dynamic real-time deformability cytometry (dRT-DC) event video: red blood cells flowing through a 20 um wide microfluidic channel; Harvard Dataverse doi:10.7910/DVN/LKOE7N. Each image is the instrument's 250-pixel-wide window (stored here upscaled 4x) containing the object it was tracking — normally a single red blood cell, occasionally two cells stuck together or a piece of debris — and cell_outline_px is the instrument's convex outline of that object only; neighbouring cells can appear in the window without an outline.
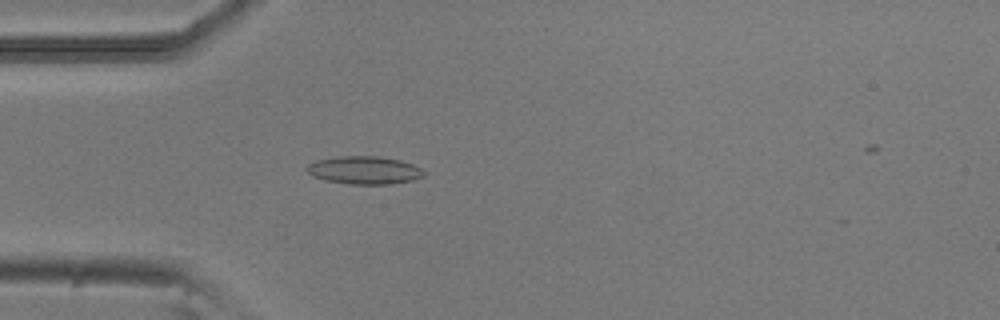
{"species": "common noctule bat (a hibernating species)", "species_latin": "Nyctalus noctula", "temperature_condition": "room temperature", "stored_images_in_passage": 4, "camera_frame_rate_fps": 3000, "um_per_image_px": 0.085, "animal": {"sex": "male", "body_mass_g": 20.5, "forearm_length_mm": 52.5}, "frame": {"image": 1, "passage_image": 4, "time_ms": 1.0, "image_size_px": [1000, 320], "cell_outline_px": [[424, 176], [412, 180], [392, 184], [348, 184], [324, 180], [312, 176], [304, 168], [308, 164], [316, 160], [336, 156], [376, 156], [400, 160], [412, 164], [420, 168], [424, 172]], "centroid_in_image_um": [30.92, 14.46], "position_along_channel_um": 54.1, "area_um2": 19.13}}